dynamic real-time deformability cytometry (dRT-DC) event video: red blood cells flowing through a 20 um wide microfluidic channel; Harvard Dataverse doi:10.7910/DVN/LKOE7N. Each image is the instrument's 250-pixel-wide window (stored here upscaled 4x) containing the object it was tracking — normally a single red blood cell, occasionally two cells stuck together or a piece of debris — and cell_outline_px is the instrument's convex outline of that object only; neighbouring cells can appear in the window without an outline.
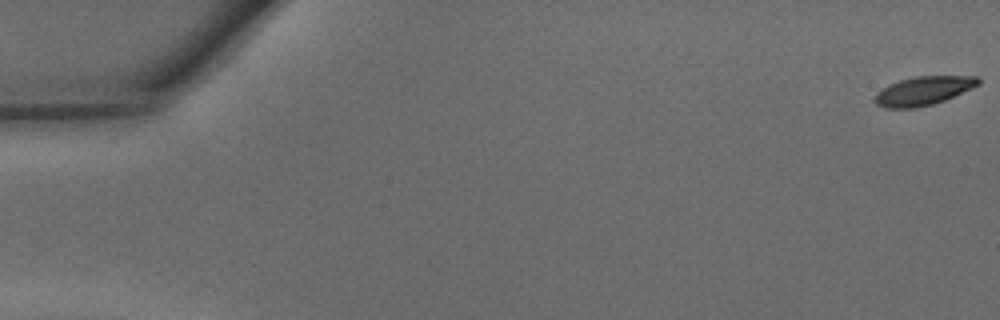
{"species": "common noctule bat (a hibernating species)", "species_latin": "Nyctalus noctula", "temperature_condition": "warm", "stored_images_in_passage": 48, "camera_frame_rate_fps": 3000, "um_per_image_px": 0.085, "animal": {"sex": "male", "body_mass_g": 15.6}, "frame": {"image": 1, "passage_image": 1, "time_ms": 0.0, "image_size_px": [1000, 320], "cell_outline_px": [[980, 84], [972, 88], [944, 100], [932, 104], [916, 108], [884, 108], [876, 104], [872, 100], [888, 84], [900, 80], [916, 76], [980, 76]], "centroid_in_image_um": [78.5, 7.72], "position_along_channel_um": 6.5, "area_um2": 17.22}}
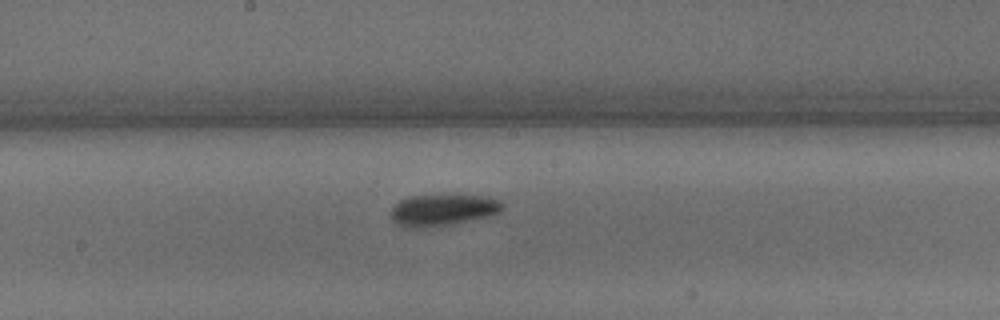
{"frame": {"image": 2, "passage_image": 26, "time_ms": 8.333, "image_size_px": [1000, 320], "cell_outline_px": [[504, 208], [500, 212], [488, 216], [448, 224], [424, 228], [416, 228], [400, 224], [392, 220], [392, 208], [400, 200], [408, 196], [480, 196], [496, 200], [504, 204]], "centroid_in_image_um": [37.62, 17.85], "position_along_channel_um": 210.6, "area_um2": 19.77}}
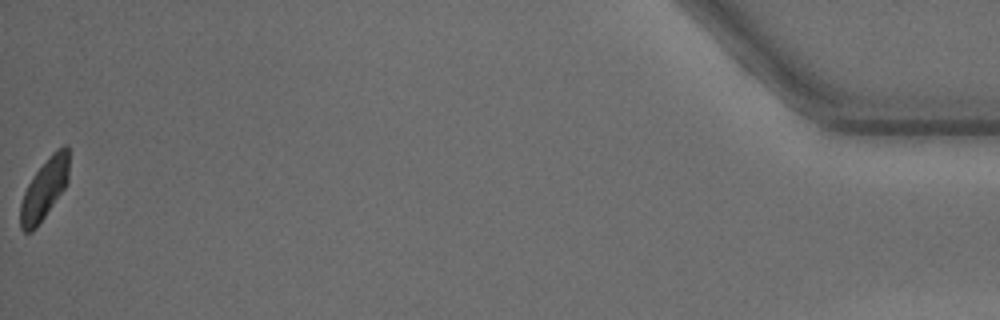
{"frame": {"image": 3, "passage_image": 48, "time_ms": 15.667, "image_size_px": [1000, 320], "cell_outline_px": [[68, 184], [36, 228], [32, 232], [24, 232], [20, 228], [20, 204], [24, 192], [32, 176], [52, 152], [56, 148], [64, 144], [68, 144]], "centroid_in_image_um": [3.77, 16.06], "position_along_channel_um": 431.4, "area_um2": 17.34}, "authors_computed_cell_mechanics": {"area_um2": 18.4671, "velocity_mm_per_s": 4.32, "shape_relaxation_time_tau1_ms": 2.3428, "shape_relaxation_time_tau2_ms": 3.062, "deformation_change_tau1": 0.1153, "deformation_change_tau2": 0.0821}}